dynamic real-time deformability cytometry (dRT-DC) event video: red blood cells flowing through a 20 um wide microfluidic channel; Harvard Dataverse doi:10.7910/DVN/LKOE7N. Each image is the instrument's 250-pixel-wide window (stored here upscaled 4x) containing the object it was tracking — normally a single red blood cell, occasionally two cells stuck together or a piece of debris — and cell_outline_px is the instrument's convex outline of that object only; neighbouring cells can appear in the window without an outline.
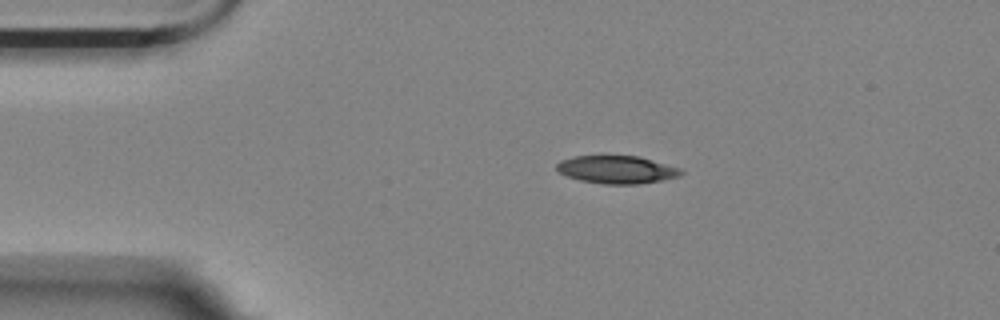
{"species": "Egyptian fruit bat (a non-hibernating species)", "species_latin": "Rousettus aegyptiacus", "temperature_condition": "room temperature", "stored_images_in_passage": 46, "camera_frame_rate_fps": 3000, "um_per_image_px": 0.085, "animal": {"sex": "female"}, "frame": {"image": 1, "passage_image": 1, "time_ms": 0.0, "image_size_px": [1000, 320], "cell_outline_px": [[684, 172], [680, 176], [664, 180], [636, 184], [604, 184], [580, 180], [568, 176], [560, 172], [556, 168], [556, 164], [560, 160], [572, 156], [600, 152], [604, 152], [640, 156], [680, 168]], "centroid_in_image_um": [52.39, 14.35], "position_along_channel_um": 32.6, "area_um2": 21.21}}
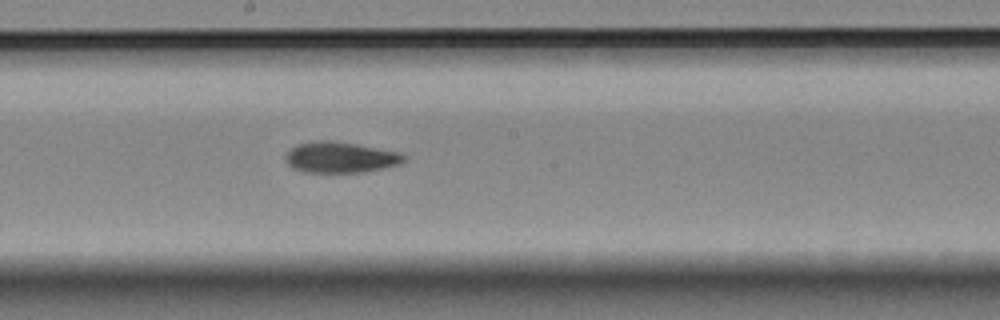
{"frame": {"image": 2, "passage_image": 20, "time_ms": 6.333, "image_size_px": [1000, 320], "cell_outline_px": [[408, 156], [400, 164], [384, 168], [364, 172], [304, 172], [292, 168], [284, 160], [284, 156], [296, 144], [316, 140], [332, 140], [356, 144], [400, 152]], "centroid_in_image_um": [28.92, 13.37], "position_along_channel_um": 219.3, "area_um2": 21.5}}
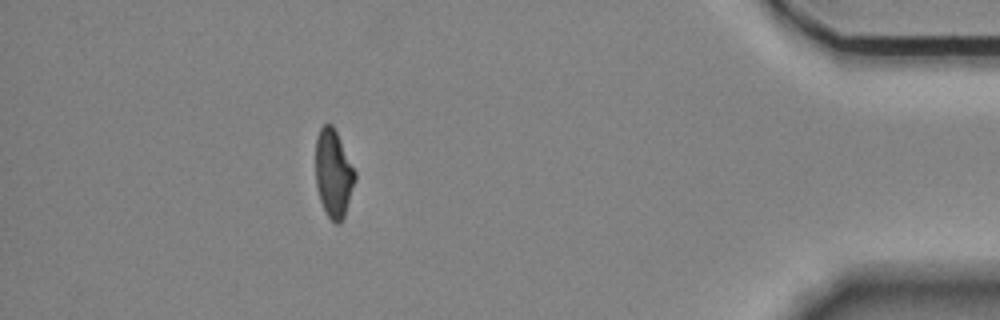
{"frame": {"image": 3, "passage_image": 40, "time_ms": 13.0, "image_size_px": [1000, 320], "cell_outline_px": [[356, 180], [344, 216], [340, 224], [336, 224], [328, 216], [320, 200], [316, 184], [316, 136], [320, 128], [324, 124], [332, 124], [356, 172]], "centroid_in_image_um": [28.35, 14.75], "position_along_channel_um": 406.9, "area_um2": 20.0}, "authors_computed_cell_mechanics": {"area_um2": 21.3571, "velocity_mm_per_s": 3.566, "shape_relaxation_time_tau1_ms": 6.8273, "shape_relaxation_time_tau2_ms": 3.5743, "deformation_change_tau1": 0.2046, "deformation_change_tau2": 0.1063}}